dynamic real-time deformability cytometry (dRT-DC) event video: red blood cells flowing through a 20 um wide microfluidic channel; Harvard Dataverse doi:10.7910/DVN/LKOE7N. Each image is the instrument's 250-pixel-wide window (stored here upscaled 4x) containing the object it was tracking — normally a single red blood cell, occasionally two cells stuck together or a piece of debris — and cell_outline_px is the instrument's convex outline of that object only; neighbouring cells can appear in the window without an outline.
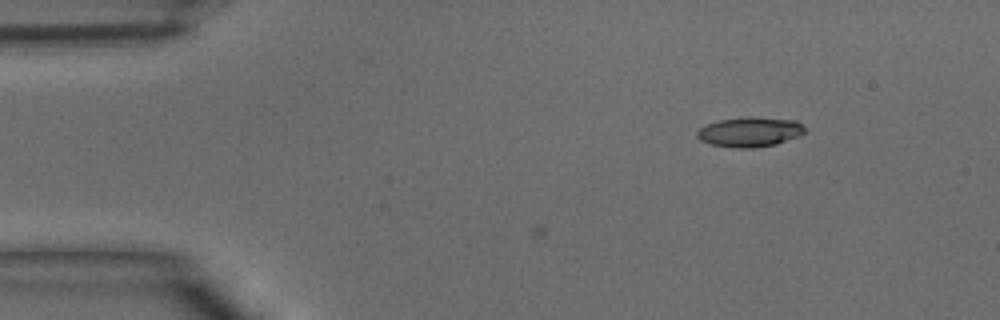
{"species": "common noctule bat (a hibernating species)", "species_latin": "Nyctalus noctula", "temperature_condition": "warm", "stored_images_in_passage": 5, "camera_frame_rate_fps": 3000, "um_per_image_px": 0.085, "animal": {"sex": "male", "body_mass_g": 15.6}, "frame": {"image": 1, "passage_image": 1, "time_ms": 0.0, "image_size_px": [1000, 320], "cell_outline_px": [[804, 132], [796, 136], [776, 144], [752, 148], [736, 148], [712, 144], [700, 140], [696, 136], [696, 132], [700, 128], [708, 124], [720, 120], [748, 116], [752, 116], [796, 120], [804, 128]], "centroid_in_image_um": [63.71, 11.2], "position_along_channel_um": 21.3, "area_um2": 18.5}}